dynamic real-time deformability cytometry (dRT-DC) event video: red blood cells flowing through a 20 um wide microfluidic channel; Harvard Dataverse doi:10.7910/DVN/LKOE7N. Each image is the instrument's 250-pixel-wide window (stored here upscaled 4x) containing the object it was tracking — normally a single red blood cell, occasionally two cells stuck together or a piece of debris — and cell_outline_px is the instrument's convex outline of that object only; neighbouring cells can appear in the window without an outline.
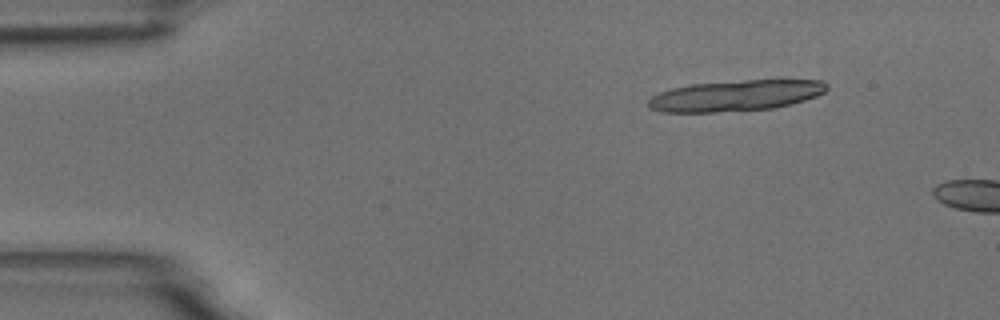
{"species": "common noctule bat (a hibernating species)", "species_latin": "Nyctalus noctula", "temperature_condition": "room temperature", "stored_images_in_passage": 3, "camera_frame_rate_fps": 3000, "um_per_image_px": 0.085, "animal": {"sex": "male", "body_mass_g": 18.8}, "frame": {"image": 1, "passage_image": 2, "time_ms": 1.333, "image_size_px": [1000, 320], "cell_outline_px": [[828, 88], [824, 92], [816, 96], [792, 104], [772, 108], [712, 112], [660, 112], [648, 108], [648, 100], [652, 96], [660, 92], [672, 88], [692, 84], [776, 76], [784, 76], [824, 80], [828, 84]], "centroid_in_image_um": [62.68, 8.06], "position_along_channel_um": 22.3, "area_um2": 33.64}}